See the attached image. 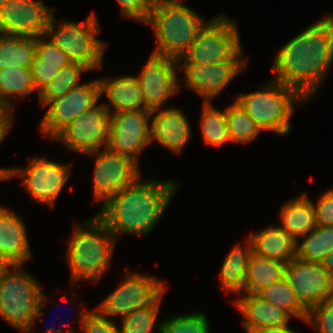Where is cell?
Masks as SVG:
<instances>
[{
	"instance_id": "obj_12",
	"label": "cell",
	"mask_w": 333,
	"mask_h": 333,
	"mask_svg": "<svg viewBox=\"0 0 333 333\" xmlns=\"http://www.w3.org/2000/svg\"><path fill=\"white\" fill-rule=\"evenodd\" d=\"M98 154L93 172L95 201L105 203L122 189L141 179L139 164L130 156L114 153L107 147Z\"/></svg>"
},
{
	"instance_id": "obj_7",
	"label": "cell",
	"mask_w": 333,
	"mask_h": 333,
	"mask_svg": "<svg viewBox=\"0 0 333 333\" xmlns=\"http://www.w3.org/2000/svg\"><path fill=\"white\" fill-rule=\"evenodd\" d=\"M52 15L45 36L59 47L71 63L81 64L89 70L100 69L106 44L97 38L98 20L91 13L85 23L62 22L55 30Z\"/></svg>"
},
{
	"instance_id": "obj_23",
	"label": "cell",
	"mask_w": 333,
	"mask_h": 333,
	"mask_svg": "<svg viewBox=\"0 0 333 333\" xmlns=\"http://www.w3.org/2000/svg\"><path fill=\"white\" fill-rule=\"evenodd\" d=\"M101 96L106 94L114 112L145 110L140 83L136 77L99 79Z\"/></svg>"
},
{
	"instance_id": "obj_41",
	"label": "cell",
	"mask_w": 333,
	"mask_h": 333,
	"mask_svg": "<svg viewBox=\"0 0 333 333\" xmlns=\"http://www.w3.org/2000/svg\"><path fill=\"white\" fill-rule=\"evenodd\" d=\"M34 84L39 91L44 85L59 72L58 66L41 65V60L36 56L31 67Z\"/></svg>"
},
{
	"instance_id": "obj_30",
	"label": "cell",
	"mask_w": 333,
	"mask_h": 333,
	"mask_svg": "<svg viewBox=\"0 0 333 333\" xmlns=\"http://www.w3.org/2000/svg\"><path fill=\"white\" fill-rule=\"evenodd\" d=\"M257 295L274 306L284 309L292 317L306 321L308 310L299 302L286 277L264 288Z\"/></svg>"
},
{
	"instance_id": "obj_15",
	"label": "cell",
	"mask_w": 333,
	"mask_h": 333,
	"mask_svg": "<svg viewBox=\"0 0 333 333\" xmlns=\"http://www.w3.org/2000/svg\"><path fill=\"white\" fill-rule=\"evenodd\" d=\"M285 277L307 310L333 298V279L319 263L295 257L287 262Z\"/></svg>"
},
{
	"instance_id": "obj_39",
	"label": "cell",
	"mask_w": 333,
	"mask_h": 333,
	"mask_svg": "<svg viewBox=\"0 0 333 333\" xmlns=\"http://www.w3.org/2000/svg\"><path fill=\"white\" fill-rule=\"evenodd\" d=\"M121 13L146 24L157 0H117Z\"/></svg>"
},
{
	"instance_id": "obj_14",
	"label": "cell",
	"mask_w": 333,
	"mask_h": 333,
	"mask_svg": "<svg viewBox=\"0 0 333 333\" xmlns=\"http://www.w3.org/2000/svg\"><path fill=\"white\" fill-rule=\"evenodd\" d=\"M152 112L131 110L112 113L107 148L119 154L128 155L138 162L140 151L151 143Z\"/></svg>"
},
{
	"instance_id": "obj_37",
	"label": "cell",
	"mask_w": 333,
	"mask_h": 333,
	"mask_svg": "<svg viewBox=\"0 0 333 333\" xmlns=\"http://www.w3.org/2000/svg\"><path fill=\"white\" fill-rule=\"evenodd\" d=\"M305 322L316 327L319 333H333V298L309 309Z\"/></svg>"
},
{
	"instance_id": "obj_17",
	"label": "cell",
	"mask_w": 333,
	"mask_h": 333,
	"mask_svg": "<svg viewBox=\"0 0 333 333\" xmlns=\"http://www.w3.org/2000/svg\"><path fill=\"white\" fill-rule=\"evenodd\" d=\"M240 48L229 60L212 65L184 63L186 86L211 102L243 69L246 62Z\"/></svg>"
},
{
	"instance_id": "obj_8",
	"label": "cell",
	"mask_w": 333,
	"mask_h": 333,
	"mask_svg": "<svg viewBox=\"0 0 333 333\" xmlns=\"http://www.w3.org/2000/svg\"><path fill=\"white\" fill-rule=\"evenodd\" d=\"M236 25L222 14L212 19L199 31L178 62L212 65L229 60L241 48Z\"/></svg>"
},
{
	"instance_id": "obj_11",
	"label": "cell",
	"mask_w": 333,
	"mask_h": 333,
	"mask_svg": "<svg viewBox=\"0 0 333 333\" xmlns=\"http://www.w3.org/2000/svg\"><path fill=\"white\" fill-rule=\"evenodd\" d=\"M101 97L99 80L82 84L49 102L41 121L43 134L54 138L74 119L97 105Z\"/></svg>"
},
{
	"instance_id": "obj_35",
	"label": "cell",
	"mask_w": 333,
	"mask_h": 333,
	"mask_svg": "<svg viewBox=\"0 0 333 333\" xmlns=\"http://www.w3.org/2000/svg\"><path fill=\"white\" fill-rule=\"evenodd\" d=\"M156 327L159 333H209V321L202 312L175 316Z\"/></svg>"
},
{
	"instance_id": "obj_10",
	"label": "cell",
	"mask_w": 333,
	"mask_h": 333,
	"mask_svg": "<svg viewBox=\"0 0 333 333\" xmlns=\"http://www.w3.org/2000/svg\"><path fill=\"white\" fill-rule=\"evenodd\" d=\"M109 105L98 104L74 119L54 140H62L67 148L94 155L102 145L107 147L110 127Z\"/></svg>"
},
{
	"instance_id": "obj_34",
	"label": "cell",
	"mask_w": 333,
	"mask_h": 333,
	"mask_svg": "<svg viewBox=\"0 0 333 333\" xmlns=\"http://www.w3.org/2000/svg\"><path fill=\"white\" fill-rule=\"evenodd\" d=\"M162 296L152 305L136 309L122 317L119 333H152Z\"/></svg>"
},
{
	"instance_id": "obj_20",
	"label": "cell",
	"mask_w": 333,
	"mask_h": 333,
	"mask_svg": "<svg viewBox=\"0 0 333 333\" xmlns=\"http://www.w3.org/2000/svg\"><path fill=\"white\" fill-rule=\"evenodd\" d=\"M151 117V142L156 140L172 152H180L190 138V126L184 112L176 108L153 111Z\"/></svg>"
},
{
	"instance_id": "obj_33",
	"label": "cell",
	"mask_w": 333,
	"mask_h": 333,
	"mask_svg": "<svg viewBox=\"0 0 333 333\" xmlns=\"http://www.w3.org/2000/svg\"><path fill=\"white\" fill-rule=\"evenodd\" d=\"M201 130L205 143L220 146L230 142L225 112L213 108L211 102H205L201 116Z\"/></svg>"
},
{
	"instance_id": "obj_13",
	"label": "cell",
	"mask_w": 333,
	"mask_h": 333,
	"mask_svg": "<svg viewBox=\"0 0 333 333\" xmlns=\"http://www.w3.org/2000/svg\"><path fill=\"white\" fill-rule=\"evenodd\" d=\"M70 168V164L63 165L46 158L34 157L23 171L19 168H6V175L7 179L19 175L34 200L52 206L68 180Z\"/></svg>"
},
{
	"instance_id": "obj_5",
	"label": "cell",
	"mask_w": 333,
	"mask_h": 333,
	"mask_svg": "<svg viewBox=\"0 0 333 333\" xmlns=\"http://www.w3.org/2000/svg\"><path fill=\"white\" fill-rule=\"evenodd\" d=\"M21 268L7 266L0 277V316L24 333H31L33 321L42 316L46 297L38 282Z\"/></svg>"
},
{
	"instance_id": "obj_46",
	"label": "cell",
	"mask_w": 333,
	"mask_h": 333,
	"mask_svg": "<svg viewBox=\"0 0 333 333\" xmlns=\"http://www.w3.org/2000/svg\"><path fill=\"white\" fill-rule=\"evenodd\" d=\"M7 169L6 168H0V181L7 179Z\"/></svg>"
},
{
	"instance_id": "obj_24",
	"label": "cell",
	"mask_w": 333,
	"mask_h": 333,
	"mask_svg": "<svg viewBox=\"0 0 333 333\" xmlns=\"http://www.w3.org/2000/svg\"><path fill=\"white\" fill-rule=\"evenodd\" d=\"M282 228L288 235L298 242L316 227L312 201L306 194L300 195L282 206L280 212Z\"/></svg>"
},
{
	"instance_id": "obj_47",
	"label": "cell",
	"mask_w": 333,
	"mask_h": 333,
	"mask_svg": "<svg viewBox=\"0 0 333 333\" xmlns=\"http://www.w3.org/2000/svg\"><path fill=\"white\" fill-rule=\"evenodd\" d=\"M7 266L8 265L4 261L0 260V277L3 273V271L7 268Z\"/></svg>"
},
{
	"instance_id": "obj_9",
	"label": "cell",
	"mask_w": 333,
	"mask_h": 333,
	"mask_svg": "<svg viewBox=\"0 0 333 333\" xmlns=\"http://www.w3.org/2000/svg\"><path fill=\"white\" fill-rule=\"evenodd\" d=\"M166 289L157 278L133 273L97 309L107 317L119 315L122 318L136 309L154 304Z\"/></svg>"
},
{
	"instance_id": "obj_26",
	"label": "cell",
	"mask_w": 333,
	"mask_h": 333,
	"mask_svg": "<svg viewBox=\"0 0 333 333\" xmlns=\"http://www.w3.org/2000/svg\"><path fill=\"white\" fill-rule=\"evenodd\" d=\"M287 262H279L252 254L248 263L243 290L247 294H258L261 290L284 278Z\"/></svg>"
},
{
	"instance_id": "obj_45",
	"label": "cell",
	"mask_w": 333,
	"mask_h": 333,
	"mask_svg": "<svg viewBox=\"0 0 333 333\" xmlns=\"http://www.w3.org/2000/svg\"><path fill=\"white\" fill-rule=\"evenodd\" d=\"M46 331H48L47 333H75L73 331V329H71L70 331H63V330H55L54 327H50L49 329H46Z\"/></svg>"
},
{
	"instance_id": "obj_43",
	"label": "cell",
	"mask_w": 333,
	"mask_h": 333,
	"mask_svg": "<svg viewBox=\"0 0 333 333\" xmlns=\"http://www.w3.org/2000/svg\"><path fill=\"white\" fill-rule=\"evenodd\" d=\"M319 264L333 279V250L329 252L326 256H324L323 259L319 262Z\"/></svg>"
},
{
	"instance_id": "obj_36",
	"label": "cell",
	"mask_w": 333,
	"mask_h": 333,
	"mask_svg": "<svg viewBox=\"0 0 333 333\" xmlns=\"http://www.w3.org/2000/svg\"><path fill=\"white\" fill-rule=\"evenodd\" d=\"M45 38V35L36 37V56L41 60V65L58 66L62 69L71 64L68 56L51 40L46 41Z\"/></svg>"
},
{
	"instance_id": "obj_22",
	"label": "cell",
	"mask_w": 333,
	"mask_h": 333,
	"mask_svg": "<svg viewBox=\"0 0 333 333\" xmlns=\"http://www.w3.org/2000/svg\"><path fill=\"white\" fill-rule=\"evenodd\" d=\"M256 256L288 262L296 257L297 241L279 226L267 227L249 237Z\"/></svg>"
},
{
	"instance_id": "obj_38",
	"label": "cell",
	"mask_w": 333,
	"mask_h": 333,
	"mask_svg": "<svg viewBox=\"0 0 333 333\" xmlns=\"http://www.w3.org/2000/svg\"><path fill=\"white\" fill-rule=\"evenodd\" d=\"M96 310V311H95ZM93 312H80L81 325L84 333H119V328L106 315L102 314L97 308Z\"/></svg>"
},
{
	"instance_id": "obj_25",
	"label": "cell",
	"mask_w": 333,
	"mask_h": 333,
	"mask_svg": "<svg viewBox=\"0 0 333 333\" xmlns=\"http://www.w3.org/2000/svg\"><path fill=\"white\" fill-rule=\"evenodd\" d=\"M36 57V37L0 33V69L30 68Z\"/></svg>"
},
{
	"instance_id": "obj_19",
	"label": "cell",
	"mask_w": 333,
	"mask_h": 333,
	"mask_svg": "<svg viewBox=\"0 0 333 333\" xmlns=\"http://www.w3.org/2000/svg\"><path fill=\"white\" fill-rule=\"evenodd\" d=\"M30 250L23 221L0 205V260L8 266H23L31 257Z\"/></svg>"
},
{
	"instance_id": "obj_18",
	"label": "cell",
	"mask_w": 333,
	"mask_h": 333,
	"mask_svg": "<svg viewBox=\"0 0 333 333\" xmlns=\"http://www.w3.org/2000/svg\"><path fill=\"white\" fill-rule=\"evenodd\" d=\"M51 11L42 0H9L0 11V33L25 37L45 35L54 9Z\"/></svg>"
},
{
	"instance_id": "obj_31",
	"label": "cell",
	"mask_w": 333,
	"mask_h": 333,
	"mask_svg": "<svg viewBox=\"0 0 333 333\" xmlns=\"http://www.w3.org/2000/svg\"><path fill=\"white\" fill-rule=\"evenodd\" d=\"M225 116L230 142L248 143L254 140L259 132H262L237 101L226 107Z\"/></svg>"
},
{
	"instance_id": "obj_6",
	"label": "cell",
	"mask_w": 333,
	"mask_h": 333,
	"mask_svg": "<svg viewBox=\"0 0 333 333\" xmlns=\"http://www.w3.org/2000/svg\"><path fill=\"white\" fill-rule=\"evenodd\" d=\"M268 85L257 92L240 94L236 101L262 131L287 134L291 126L289 119L294 111L293 102L304 98L294 88L275 80Z\"/></svg>"
},
{
	"instance_id": "obj_3",
	"label": "cell",
	"mask_w": 333,
	"mask_h": 333,
	"mask_svg": "<svg viewBox=\"0 0 333 333\" xmlns=\"http://www.w3.org/2000/svg\"><path fill=\"white\" fill-rule=\"evenodd\" d=\"M181 1H156L146 22L156 31L157 48L152 54L179 60L204 27V17Z\"/></svg>"
},
{
	"instance_id": "obj_48",
	"label": "cell",
	"mask_w": 333,
	"mask_h": 333,
	"mask_svg": "<svg viewBox=\"0 0 333 333\" xmlns=\"http://www.w3.org/2000/svg\"><path fill=\"white\" fill-rule=\"evenodd\" d=\"M9 0H0V11Z\"/></svg>"
},
{
	"instance_id": "obj_4",
	"label": "cell",
	"mask_w": 333,
	"mask_h": 333,
	"mask_svg": "<svg viewBox=\"0 0 333 333\" xmlns=\"http://www.w3.org/2000/svg\"><path fill=\"white\" fill-rule=\"evenodd\" d=\"M115 240L114 235L97 216L87 221L84 227H75L66 257L72 284L82 279L97 283L109 268Z\"/></svg>"
},
{
	"instance_id": "obj_28",
	"label": "cell",
	"mask_w": 333,
	"mask_h": 333,
	"mask_svg": "<svg viewBox=\"0 0 333 333\" xmlns=\"http://www.w3.org/2000/svg\"><path fill=\"white\" fill-rule=\"evenodd\" d=\"M90 71L81 64L71 63L59 70V72L44 85L39 91L40 103L45 107L52 100L62 97L68 91L82 84H79L81 74Z\"/></svg>"
},
{
	"instance_id": "obj_1",
	"label": "cell",
	"mask_w": 333,
	"mask_h": 333,
	"mask_svg": "<svg viewBox=\"0 0 333 333\" xmlns=\"http://www.w3.org/2000/svg\"><path fill=\"white\" fill-rule=\"evenodd\" d=\"M333 63V15L309 26L276 54L274 80L310 98ZM327 72V73H326Z\"/></svg>"
},
{
	"instance_id": "obj_42",
	"label": "cell",
	"mask_w": 333,
	"mask_h": 333,
	"mask_svg": "<svg viewBox=\"0 0 333 333\" xmlns=\"http://www.w3.org/2000/svg\"><path fill=\"white\" fill-rule=\"evenodd\" d=\"M11 115L12 107H10L4 100L0 99V143L13 124Z\"/></svg>"
},
{
	"instance_id": "obj_40",
	"label": "cell",
	"mask_w": 333,
	"mask_h": 333,
	"mask_svg": "<svg viewBox=\"0 0 333 333\" xmlns=\"http://www.w3.org/2000/svg\"><path fill=\"white\" fill-rule=\"evenodd\" d=\"M315 222L318 226H333V189L326 191L318 203L313 204Z\"/></svg>"
},
{
	"instance_id": "obj_21",
	"label": "cell",
	"mask_w": 333,
	"mask_h": 333,
	"mask_svg": "<svg viewBox=\"0 0 333 333\" xmlns=\"http://www.w3.org/2000/svg\"><path fill=\"white\" fill-rule=\"evenodd\" d=\"M243 314L246 332L253 333L262 328L288 325L292 317L287 311L263 300L257 294H246L234 302Z\"/></svg>"
},
{
	"instance_id": "obj_29",
	"label": "cell",
	"mask_w": 333,
	"mask_h": 333,
	"mask_svg": "<svg viewBox=\"0 0 333 333\" xmlns=\"http://www.w3.org/2000/svg\"><path fill=\"white\" fill-rule=\"evenodd\" d=\"M296 257L319 263L333 250V226H318L305 235L304 241L296 245ZM299 246V247H298Z\"/></svg>"
},
{
	"instance_id": "obj_2",
	"label": "cell",
	"mask_w": 333,
	"mask_h": 333,
	"mask_svg": "<svg viewBox=\"0 0 333 333\" xmlns=\"http://www.w3.org/2000/svg\"><path fill=\"white\" fill-rule=\"evenodd\" d=\"M177 185L174 181L145 182L139 179L109 198L96 216L115 239L122 233L146 236L163 215Z\"/></svg>"
},
{
	"instance_id": "obj_16",
	"label": "cell",
	"mask_w": 333,
	"mask_h": 333,
	"mask_svg": "<svg viewBox=\"0 0 333 333\" xmlns=\"http://www.w3.org/2000/svg\"><path fill=\"white\" fill-rule=\"evenodd\" d=\"M179 64L176 59L151 54L141 74L136 76L141 86L145 110H159L178 91Z\"/></svg>"
},
{
	"instance_id": "obj_32",
	"label": "cell",
	"mask_w": 333,
	"mask_h": 333,
	"mask_svg": "<svg viewBox=\"0 0 333 333\" xmlns=\"http://www.w3.org/2000/svg\"><path fill=\"white\" fill-rule=\"evenodd\" d=\"M38 91L30 68H3L0 69V99L10 107V97L16 95L24 97L31 92Z\"/></svg>"
},
{
	"instance_id": "obj_27",
	"label": "cell",
	"mask_w": 333,
	"mask_h": 333,
	"mask_svg": "<svg viewBox=\"0 0 333 333\" xmlns=\"http://www.w3.org/2000/svg\"><path fill=\"white\" fill-rule=\"evenodd\" d=\"M246 245V249L239 245L235 246L225 258L220 271L222 287L236 294L243 292L248 263L253 254L249 239Z\"/></svg>"
},
{
	"instance_id": "obj_44",
	"label": "cell",
	"mask_w": 333,
	"mask_h": 333,
	"mask_svg": "<svg viewBox=\"0 0 333 333\" xmlns=\"http://www.w3.org/2000/svg\"><path fill=\"white\" fill-rule=\"evenodd\" d=\"M253 333H296V332L290 329L288 325H285L280 327L262 328L254 331Z\"/></svg>"
}]
</instances>
